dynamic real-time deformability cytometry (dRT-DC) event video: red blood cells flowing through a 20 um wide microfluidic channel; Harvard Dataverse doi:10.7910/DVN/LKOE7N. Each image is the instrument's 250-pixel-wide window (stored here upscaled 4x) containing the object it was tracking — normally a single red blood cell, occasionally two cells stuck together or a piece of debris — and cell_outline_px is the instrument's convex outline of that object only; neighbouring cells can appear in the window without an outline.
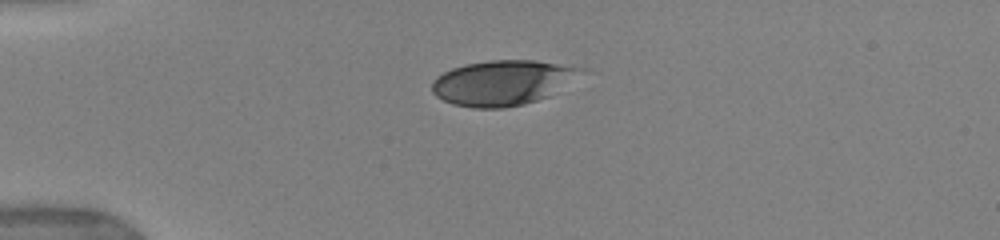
{"species": "human", "species_latin": "Homo sapiens", "temperature_condition": "warm", "stored_images_in_passage": 6, "camera_frame_rate_fps": 3000, "um_per_image_px": 0.085, "donor": {"sex": "female"}, "frame": {"image": 1, "passage_image": 1, "time_ms": 0.0, "image_size_px": [1000, 240], "cell_outline_px": [[588, 68], [548, 96], [524, 104], [504, 108], [472, 108], [452, 104], [436, 96], [432, 92], [432, 80], [436, 76], [452, 68], [468, 64], [488, 60], [532, 60]], "centroid_in_image_um": [42.66, 7.03], "position_along_channel_um": 42.3, "area_um2": 38.78}}